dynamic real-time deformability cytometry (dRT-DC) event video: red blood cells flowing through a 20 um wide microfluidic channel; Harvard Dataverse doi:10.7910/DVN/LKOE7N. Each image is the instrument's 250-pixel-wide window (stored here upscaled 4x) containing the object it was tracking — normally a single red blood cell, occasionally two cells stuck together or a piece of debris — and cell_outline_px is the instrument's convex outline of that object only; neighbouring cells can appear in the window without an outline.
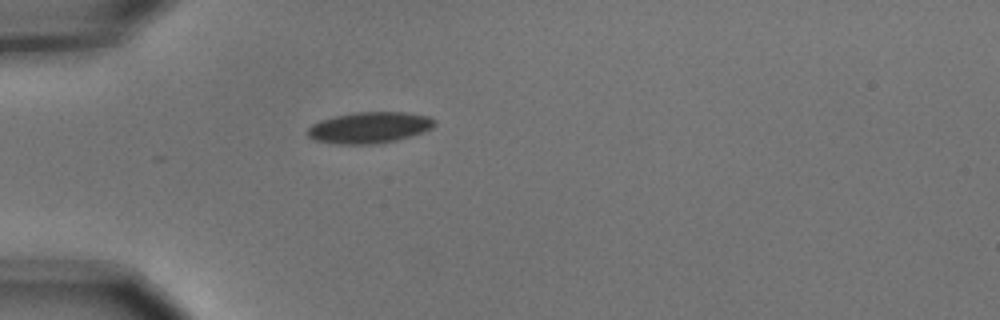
{"species": "common noctule bat (a hibernating species)", "species_latin": "Nyctalus noctula", "temperature_condition": "cold", "stored_images_in_passage": 1, "camera_frame_rate_fps": 3000, "um_per_image_px": 0.085, "animal": {"sex": "male", "body_mass_g": 15.6}, "frame": {"image": 1, "passage_image": 1, "time_ms": 0.0, "image_size_px": [1000, 320], "cell_outline_px": [[436, 124], [432, 128], [424, 132], [412, 136], [396, 140], [376, 144], [336, 144], [316, 140], [308, 136], [308, 128], [312, 124], [320, 120], [336, 116], [356, 112], [408, 112], [428, 116], [436, 120]], "centroid_in_image_um": [31.44, 10.84], "position_along_channel_um": 53.6, "area_um2": 23.18}}